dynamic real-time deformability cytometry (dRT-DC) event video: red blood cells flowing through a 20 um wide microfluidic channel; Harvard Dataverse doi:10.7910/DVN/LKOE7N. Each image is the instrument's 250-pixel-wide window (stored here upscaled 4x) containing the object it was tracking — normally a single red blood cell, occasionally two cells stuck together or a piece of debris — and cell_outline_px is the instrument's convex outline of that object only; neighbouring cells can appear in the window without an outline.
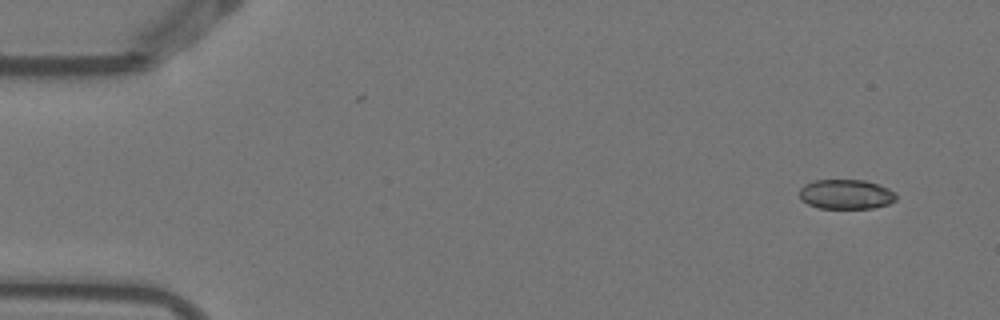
{"species": "Egyptian fruit bat (a non-hibernating species)", "species_latin": "Rousettus aegyptiacus", "temperature_condition": "warm", "stored_images_in_passage": 4, "camera_frame_rate_fps": 3000, "um_per_image_px": 0.085, "animal": {"sex": "female"}, "frame": {"image": 1, "passage_image": 1, "time_ms": 0.0, "image_size_px": [1000, 320], "cell_outline_px": [[896, 200], [888, 204], [872, 208], [820, 208], [808, 204], [800, 200], [800, 188], [804, 184], [812, 180], [864, 180], [888, 188], [896, 192]], "centroid_in_image_um": [71.89, 16.51], "position_along_channel_um": 13.1, "area_um2": 16.76}}
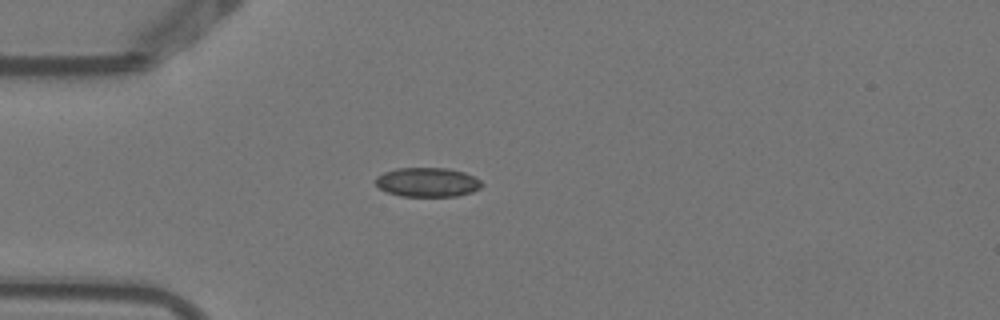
{"frame": {"image": 2, "passage_image": 4, "time_ms": 1.0, "image_size_px": [1000, 320], "cell_outline_px": [[484, 184], [480, 188], [472, 192], [456, 196], [400, 196], [388, 192], [380, 188], [376, 184], [376, 176], [384, 172], [396, 168], [448, 168], [464, 172], [480, 180]], "centroid_in_image_um": [36.34, 15.48], "position_along_channel_um": 48.7, "area_um2": 18.09}}